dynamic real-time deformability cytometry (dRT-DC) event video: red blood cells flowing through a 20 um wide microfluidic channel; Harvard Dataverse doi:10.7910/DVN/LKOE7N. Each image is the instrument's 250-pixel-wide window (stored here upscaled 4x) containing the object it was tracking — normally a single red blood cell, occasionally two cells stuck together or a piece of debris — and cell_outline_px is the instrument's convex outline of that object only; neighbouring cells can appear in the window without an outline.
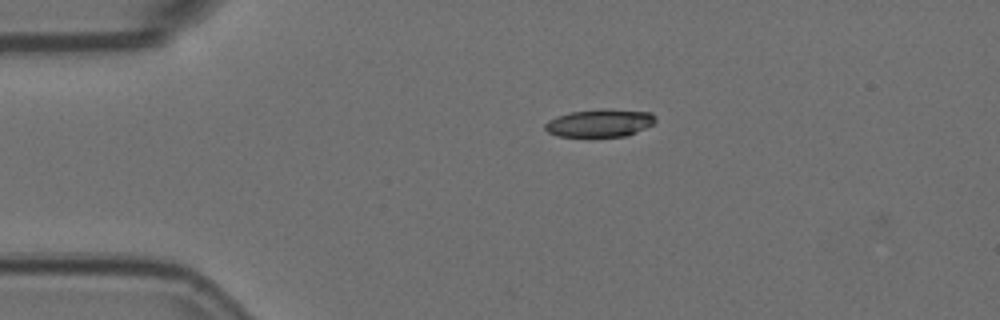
{"species": "Egyptian fruit bat (a non-hibernating species)", "species_latin": "Rousettus aegyptiacus", "temperature_condition": "room temperature", "stored_images_in_passage": 2, "camera_frame_rate_fps": 3000, "um_per_image_px": 0.085, "animal": {"sex": "female"}, "frame": {"image": 1, "passage_image": 1, "time_ms": 0.0, "image_size_px": [1000, 320], "cell_outline_px": [[656, 120], [652, 124], [628, 136], [556, 136], [548, 132], [544, 128], [544, 124], [548, 120], [556, 116], [572, 112], [600, 108], [604, 108], [652, 112], [656, 116]], "centroid_in_image_um": [50.98, 10.44], "position_along_channel_um": 34.0, "area_um2": 17.98}}